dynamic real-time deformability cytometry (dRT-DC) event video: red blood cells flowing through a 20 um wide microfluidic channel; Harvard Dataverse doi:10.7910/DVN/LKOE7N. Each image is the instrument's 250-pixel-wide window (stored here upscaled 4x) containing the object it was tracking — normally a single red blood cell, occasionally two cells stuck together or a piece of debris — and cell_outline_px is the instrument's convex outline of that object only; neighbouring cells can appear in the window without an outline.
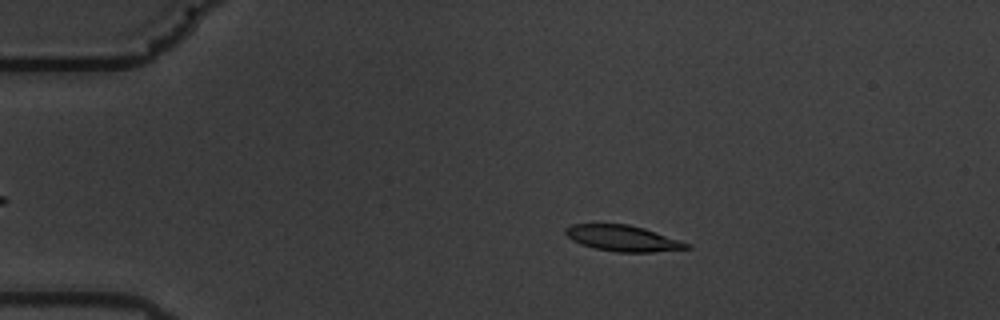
{"species": "common noctule bat (a hibernating species)", "species_latin": "Nyctalus noctula", "temperature_condition": "warm", "stored_images_in_passage": 58, "camera_frame_rate_fps": 3000, "um_per_image_px": 0.085, "animal": {"sex": "male", "body_mass_g": 19.5, "forearm_length_mm": 54.6}, "frame": {"image": 1, "passage_image": 11, "time_ms": 3.333, "image_size_px": [1000, 320], "cell_outline_px": [[692, 248], [652, 252], [616, 252], [596, 248], [580, 244], [572, 240], [564, 232], [564, 228], [572, 224], [628, 224], [644, 228], [692, 244]], "centroid_in_image_um": [52.95, 20.25], "position_along_channel_um": 32.0, "area_um2": 18.32}}
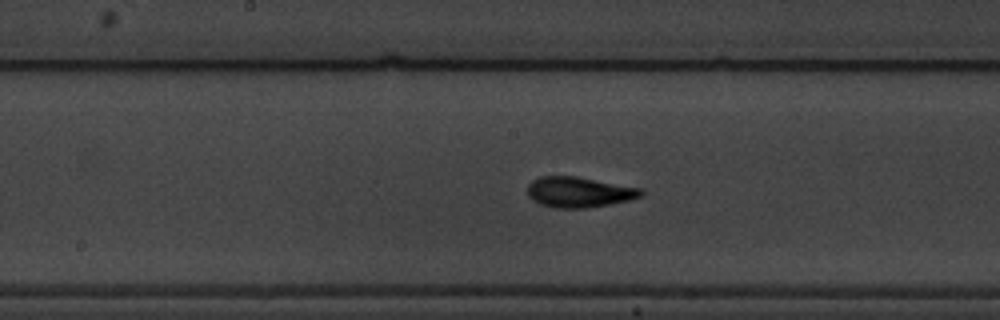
{"frame": {"image": 2, "passage_image": 30, "time_ms": 9.667, "image_size_px": [1000, 320], "cell_outline_px": [[644, 196], [628, 200], [608, 204], [584, 208], [556, 208], [540, 204], [532, 200], [528, 196], [528, 184], [532, 180], [540, 176], [576, 176], [644, 188]], "centroid_in_image_um": [49.24, 16.32], "position_along_channel_um": 199.0, "area_um2": 20.35}}
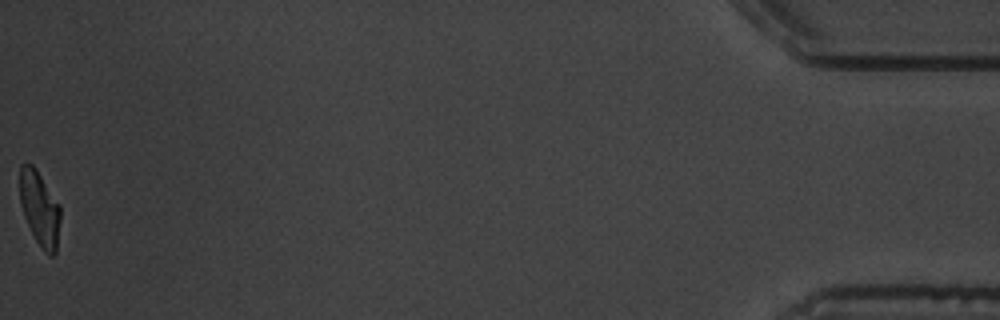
{"frame": {"image": 3, "passage_image": 58, "time_ms": 19.0, "image_size_px": [1000, 320], "cell_outline_px": [[60, 220], [56, 252], [52, 256], [48, 256], [44, 252], [36, 240], [24, 216], [20, 204], [20, 164], [32, 164], [36, 168], [60, 204]], "centroid_in_image_um": [3.38, 17.72], "position_along_channel_um": 431.8, "area_um2": 17.69}, "authors_computed_cell_mechanics": {"area_um2": 18.8428, "velocity_mm_per_s": 3.5015, "shape_relaxation_time_tau1_ms": 2.9024, "shape_relaxation_time_tau2_ms": 1.6504, "deformation_change_tau1": 0.1769, "deformation_change_tau2": 0.0773}}